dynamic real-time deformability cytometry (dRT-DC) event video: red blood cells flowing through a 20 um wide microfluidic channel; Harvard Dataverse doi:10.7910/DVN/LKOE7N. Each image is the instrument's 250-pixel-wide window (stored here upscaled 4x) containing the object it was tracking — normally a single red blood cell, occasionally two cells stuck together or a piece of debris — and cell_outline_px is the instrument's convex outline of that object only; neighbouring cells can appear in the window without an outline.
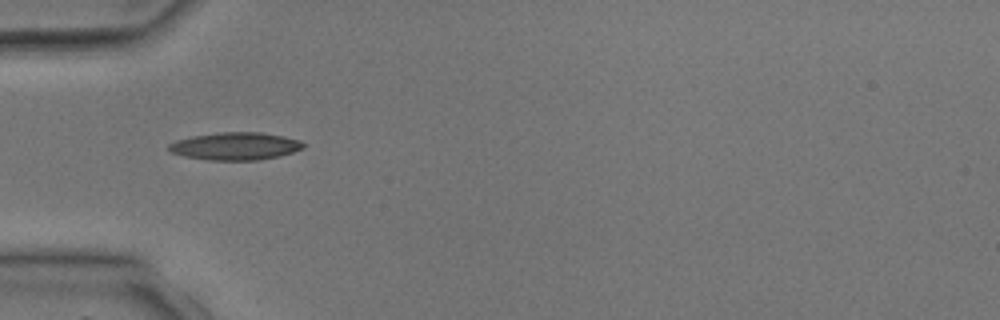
{"species": "common noctule bat (a hibernating species)", "species_latin": "Nyctalus noctula", "temperature_condition": "room temperature", "stored_images_in_passage": 2, "camera_frame_rate_fps": 3000, "um_per_image_px": 0.085, "animal": {"sex": "male", "body_mass_g": 17.9, "forearm_length_mm": 54.2}, "frame": {"image": 1, "passage_image": 1, "time_ms": 0.0, "image_size_px": [1000, 320], "cell_outline_px": [[304, 148], [280, 156], [256, 160], [208, 160], [184, 156], [172, 152], [168, 148], [168, 144], [176, 140], [192, 136], [220, 132], [260, 132], [284, 136], [300, 140], [304, 144]], "centroid_in_image_um": [20.01, 12.42], "position_along_channel_um": 65.0, "area_um2": 21.62}}